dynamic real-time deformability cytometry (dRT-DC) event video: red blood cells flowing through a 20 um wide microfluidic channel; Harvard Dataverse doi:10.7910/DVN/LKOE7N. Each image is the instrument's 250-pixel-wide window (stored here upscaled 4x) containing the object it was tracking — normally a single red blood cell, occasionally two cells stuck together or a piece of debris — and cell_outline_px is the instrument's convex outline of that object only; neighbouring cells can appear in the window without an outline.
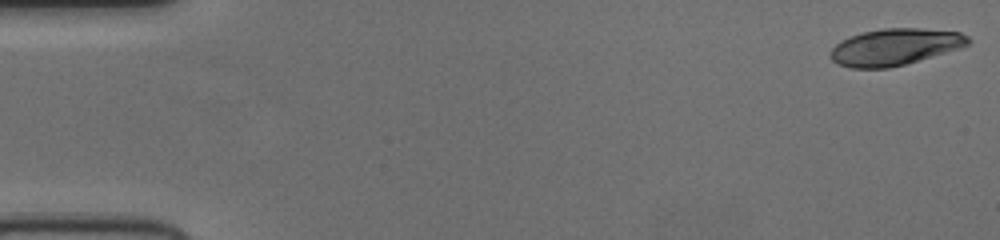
{"species": "human", "species_latin": "Homo sapiens", "temperature_condition": "cold", "stored_images_in_passage": 53, "camera_frame_rate_fps": 3000, "um_per_image_px": 0.085, "donor": {"sex": "female"}, "frame": {"image": 1, "passage_image": 1, "time_ms": 0.0, "image_size_px": [1000, 240], "cell_outline_px": [[972, 40], [968, 44], [960, 48], [904, 64], [888, 68], [848, 68], [836, 64], [828, 56], [828, 52], [840, 40], [864, 32], [884, 28], [920, 28], [960, 32], [968, 36]], "centroid_in_image_um": [76.02, 3.99], "position_along_channel_um": 9.0, "area_um2": 29.42}}
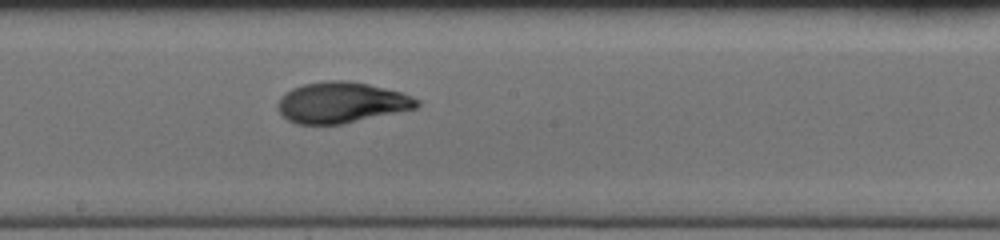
{"frame": {"image": 2, "passage_image": 29, "time_ms": 9.333, "image_size_px": [1000, 240], "cell_outline_px": [[420, 104], [416, 108], [340, 124], [296, 124], [288, 120], [276, 108], [276, 104], [280, 96], [292, 88], [304, 84], [328, 80], [348, 80], [368, 84], [400, 92], [412, 96], [420, 100]], "centroid_in_image_um": [28.98, 8.71], "position_along_channel_um": 219.2, "area_um2": 33.0}}
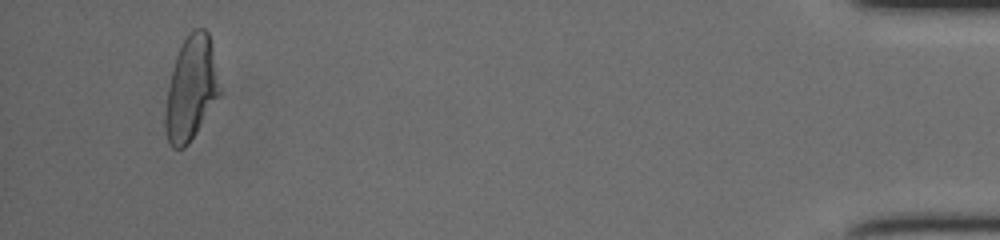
{"frame": {"image": 3, "passage_image": 50, "time_ms": 16.333, "image_size_px": [1000, 240], "cell_outline_px": [[220, 92], [196, 132], [188, 144], [184, 148], [172, 148], [164, 132], [164, 112], [168, 88], [176, 56], [188, 32], [192, 28], [204, 28], [208, 32], [212, 44]], "centroid_in_image_um": [16.21, 7.51], "position_along_channel_um": 419.0, "area_um2": 32.48}}